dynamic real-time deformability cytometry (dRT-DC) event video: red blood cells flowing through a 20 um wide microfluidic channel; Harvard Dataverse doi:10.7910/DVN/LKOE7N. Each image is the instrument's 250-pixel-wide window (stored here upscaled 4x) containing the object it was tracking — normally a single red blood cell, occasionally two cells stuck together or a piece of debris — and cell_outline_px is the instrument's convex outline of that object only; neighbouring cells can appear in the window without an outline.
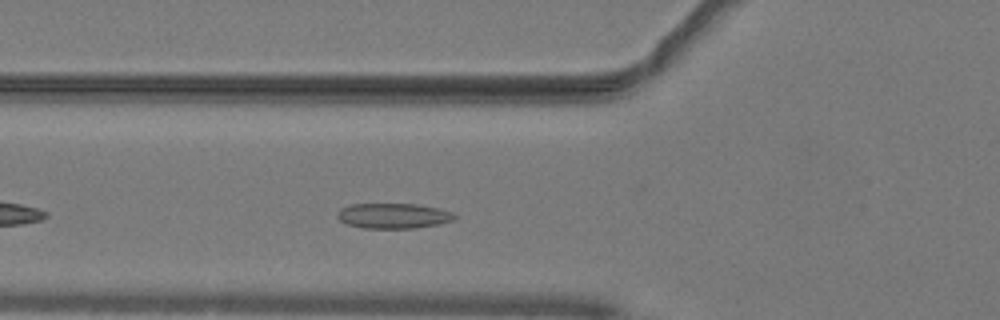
{"species": "common noctule bat (a hibernating species)", "species_latin": "Nyctalus noctula", "temperature_condition": "warm", "stored_images_in_passage": 38, "camera_frame_rate_fps": 3000, "um_per_image_px": 0.085, "animal": {"sex": "male", "body_mass_g": 19.2, "forearm_length_mm": 51.8}, "frame": {"image": 1, "passage_image": 6, "time_ms": 1.667, "image_size_px": [1000, 320], "cell_outline_px": [[456, 216], [452, 220], [436, 224], [412, 228], [360, 228], [348, 224], [340, 220], [336, 216], [340, 208], [352, 204], [416, 204], [436, 208], [452, 212]], "centroid_in_image_um": [33.37, 18.34], "position_along_channel_um": 92.4, "area_um2": 16.99}}
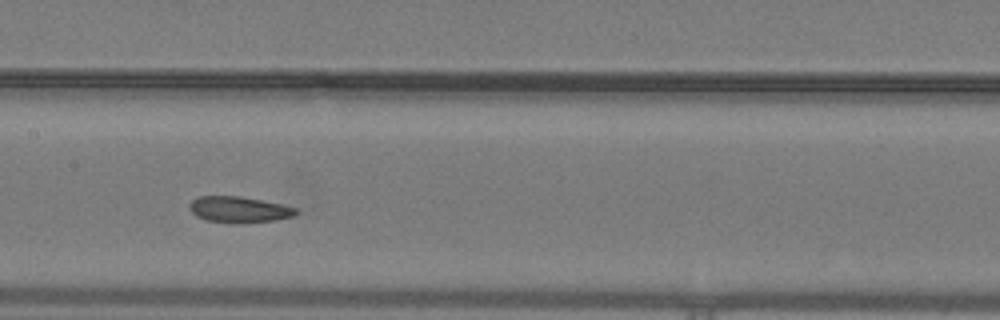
{"frame": {"image": 2, "passage_image": 13, "time_ms": 4.0, "image_size_px": [1000, 320], "cell_outline_px": [[296, 212], [292, 216], [276, 220], [240, 224], [208, 220], [196, 216], [188, 208], [188, 204], [196, 196], [240, 196], [280, 204], [296, 208]], "centroid_in_image_um": [20.25, 17.81], "position_along_channel_um": 187.1, "area_um2": 16.13}}
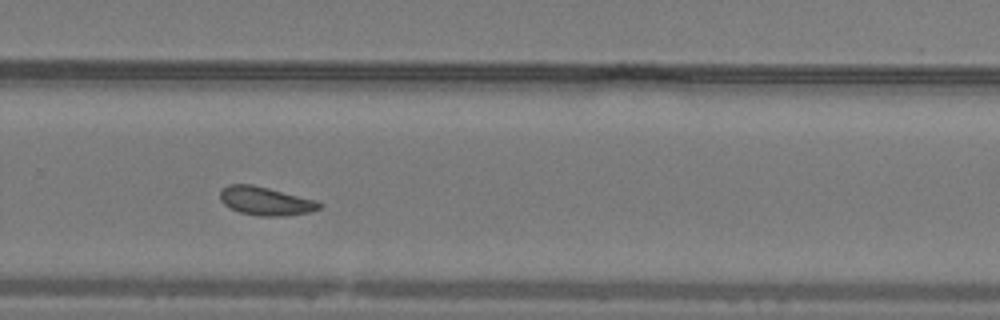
{"frame": {"image": 3, "passage_image": 22, "time_ms": 7.0, "image_size_px": [1000, 320], "cell_outline_px": [[324, 204], [320, 208], [312, 212], [288, 216], [260, 216], [240, 212], [224, 204], [220, 200], [220, 188], [228, 184], [252, 184], [316, 200]], "centroid_in_image_um": [22.59, 17.09], "position_along_channel_um": 307.2, "area_um2": 16.59}, "authors_computed_cell_mechanics": {"area_um2": 16.473, "velocity_mm_per_s": 4.0326, "shape_relaxation_time_tau1_ms": 4.0345, "shape_relaxation_time_tau2_ms": 4.6053, "deformation_change_tau1": 0.0909, "deformation_change_tau2": 0.06}}